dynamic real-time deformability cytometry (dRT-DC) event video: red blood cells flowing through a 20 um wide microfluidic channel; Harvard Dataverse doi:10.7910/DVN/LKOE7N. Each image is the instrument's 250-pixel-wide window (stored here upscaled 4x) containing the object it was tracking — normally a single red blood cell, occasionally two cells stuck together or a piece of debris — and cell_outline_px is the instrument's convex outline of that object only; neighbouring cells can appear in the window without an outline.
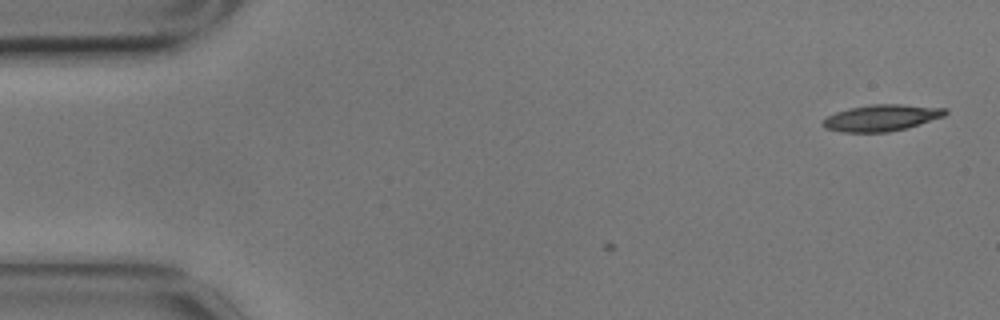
{"species": "common noctule bat (a hibernating species)", "species_latin": "Nyctalus noctula", "temperature_condition": "cold", "stored_images_in_passage": 5, "camera_frame_rate_fps": 3000, "um_per_image_px": 0.085, "animal": {"sex": "male", "body_mass_g": 17.9}, "frame": {"image": 1, "passage_image": 1, "time_ms": 0.0, "image_size_px": [1000, 320], "cell_outline_px": [[948, 112], [944, 116], [920, 124], [888, 132], [840, 132], [824, 128], [820, 124], [820, 120], [836, 112], [848, 108], [868, 104], [900, 104], [948, 108]], "centroid_in_image_um": [74.88, 10.01], "position_along_channel_um": 10.1, "area_um2": 19.07}}